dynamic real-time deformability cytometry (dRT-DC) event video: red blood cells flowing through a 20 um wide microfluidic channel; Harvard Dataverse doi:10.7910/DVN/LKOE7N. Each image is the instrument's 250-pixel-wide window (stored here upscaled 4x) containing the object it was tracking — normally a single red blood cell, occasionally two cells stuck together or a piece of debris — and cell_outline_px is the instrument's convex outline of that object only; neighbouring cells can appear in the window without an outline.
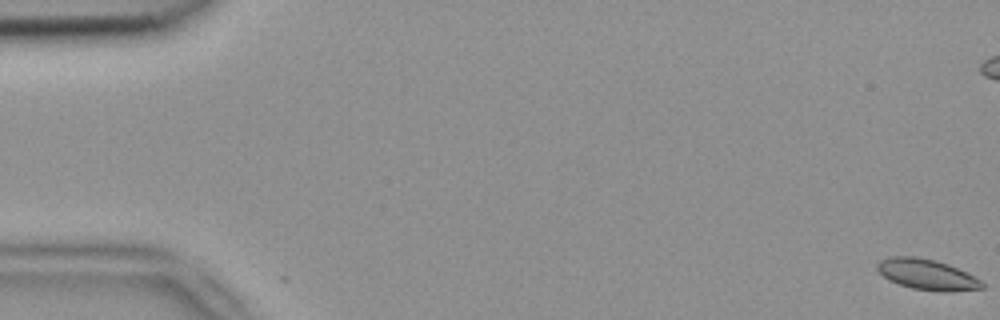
{"species": "common noctule bat (a hibernating species)", "species_latin": "Nyctalus noctula", "temperature_condition": "room temperature", "stored_images_in_passage": 6, "camera_frame_rate_fps": 3000, "um_per_image_px": 0.085, "animal": {"sex": "female", "body_mass_g": 18.4}, "frame": {"image": 1, "passage_image": 1, "time_ms": 0.0, "image_size_px": [1000, 320], "cell_outline_px": [[984, 288], [952, 292], [940, 292], [912, 288], [888, 280], [876, 268], [876, 264], [880, 260], [892, 256], [916, 256], [936, 260], [948, 264], [980, 280], [984, 284]], "centroid_in_image_um": [78.78, 23.33], "position_along_channel_um": 6.2, "area_um2": 18.67}}